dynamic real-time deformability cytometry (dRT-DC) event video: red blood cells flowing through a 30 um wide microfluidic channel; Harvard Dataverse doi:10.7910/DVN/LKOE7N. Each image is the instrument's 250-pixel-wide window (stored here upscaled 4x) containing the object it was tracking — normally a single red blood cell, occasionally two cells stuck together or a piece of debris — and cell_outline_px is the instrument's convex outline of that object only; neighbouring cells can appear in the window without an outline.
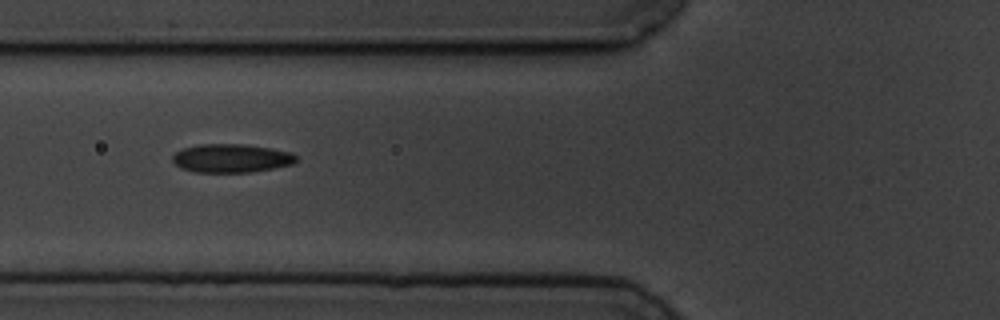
{"species": "common noctule bat (a hibernating species)", "species_latin": "Nyctalus noctula", "temperature_condition": "cold", "stored_images_in_passage": 5, "camera_frame_rate_fps": 3000, "um_per_image_px": 0.085, "animal": {"sex": "male", "body_mass_g": 19.5, "forearm_length_mm": 54.6}, "frame": {"image": 1, "passage_image": 2, "time_ms": 1.333, "image_size_px": [1000, 320], "cell_outline_px": [[296, 160], [292, 164], [272, 168], [248, 172], [192, 172], [180, 168], [172, 160], [172, 156], [176, 152], [184, 148], [200, 144], [244, 144], [272, 148], [292, 152], [296, 156]], "centroid_in_image_um": [19.64, 13.44], "position_along_channel_um": 106.2, "area_um2": 20.52}}
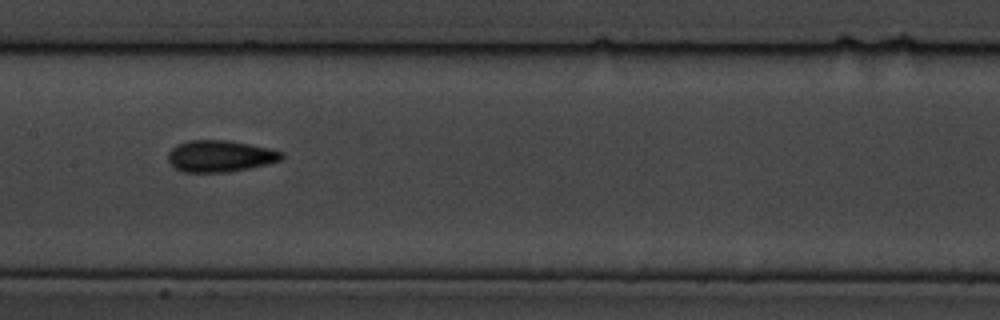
{"frame": {"image": 2, "passage_image": 4, "time_ms": 3.667, "image_size_px": [1000, 320], "cell_outline_px": [[284, 156], [280, 160], [268, 164], [228, 172], [180, 172], [168, 160], [168, 152], [176, 144], [188, 140], [224, 140], [248, 144], [268, 148], [284, 152]], "centroid_in_image_um": [18.69, 13.27], "position_along_channel_um": 188.7, "area_um2": 20.87}}
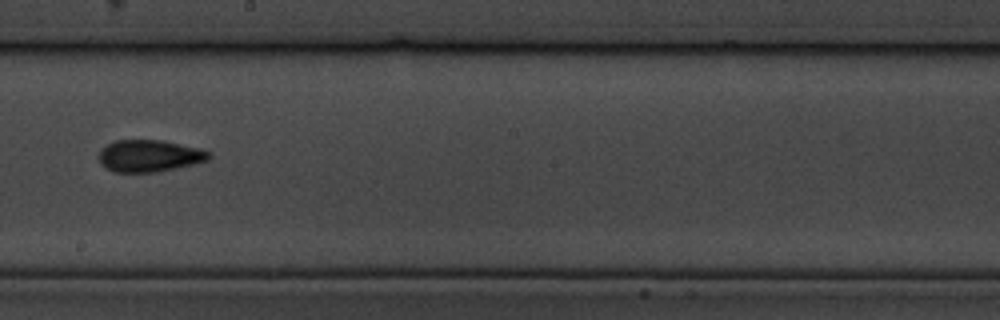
{"frame": {"image": 3, "passage_image": 5, "time_ms": 5.0, "image_size_px": [1000, 320], "cell_outline_px": [[212, 156], [208, 160], [176, 168], [156, 172], [112, 172], [104, 168], [100, 164], [100, 152], [108, 144], [116, 140], [164, 140], [200, 148], [212, 152]], "centroid_in_image_um": [12.72, 13.25], "position_along_channel_um": 235.5, "area_um2": 20.58}}